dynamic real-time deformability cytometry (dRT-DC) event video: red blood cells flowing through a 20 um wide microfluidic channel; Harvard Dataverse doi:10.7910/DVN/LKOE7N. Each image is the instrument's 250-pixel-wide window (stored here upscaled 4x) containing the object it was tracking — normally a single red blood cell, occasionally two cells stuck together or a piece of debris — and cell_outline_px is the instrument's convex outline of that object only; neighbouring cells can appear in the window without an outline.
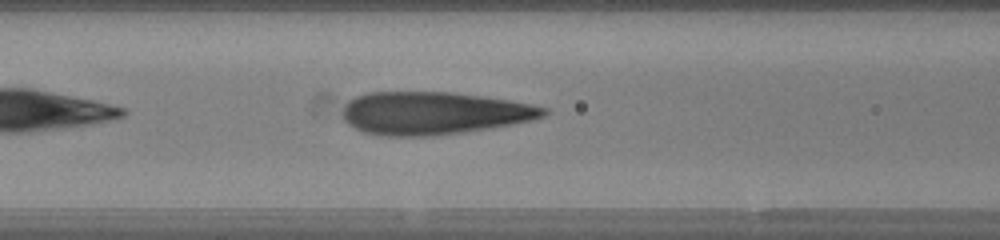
{"species": "human", "species_latin": "Homo sapiens", "temperature_condition": "warm", "stored_images_in_passage": 26, "camera_frame_rate_fps": 3000, "um_per_image_px": 0.085, "donor": {"sex": "female"}, "frame": {"image": 1, "passage_image": 5, "time_ms": 1.333, "image_size_px": [1000, 240], "cell_outline_px": [[552, 112], [544, 116], [532, 120], [512, 124], [464, 132], [432, 136], [380, 136], [364, 132], [348, 124], [344, 120], [344, 104], [348, 100], [356, 96], [368, 92], [452, 92], [508, 100], [532, 104], [548, 108]], "centroid_in_image_um": [36.87, 9.62], "position_along_channel_um": 129.7, "area_um2": 50.17}}
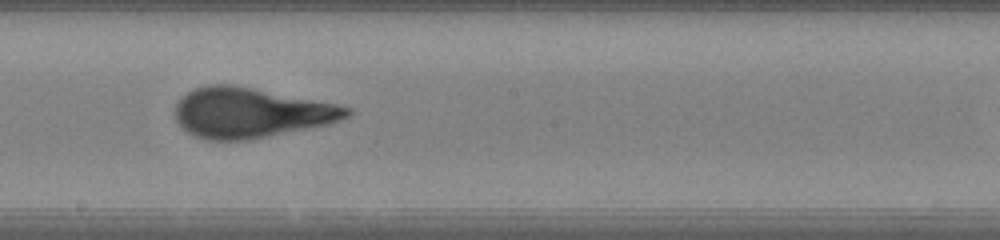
{"frame": {"image": 2, "passage_image": 12, "time_ms": 3.667, "image_size_px": [1000, 240], "cell_outline_px": [[352, 112], [348, 116], [340, 120], [328, 124], [252, 140], [208, 140], [196, 136], [180, 128], [176, 120], [176, 104], [188, 92], [196, 88], [208, 84], [232, 84], [336, 104], [352, 108]], "centroid_in_image_um": [21.3, 9.59], "position_along_channel_um": 226.9, "area_um2": 49.88}}
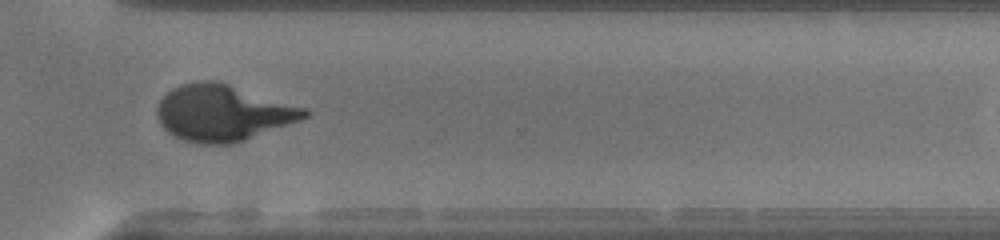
{"frame": {"image": 3, "passage_image": 21, "time_ms": 6.667, "image_size_px": [1000, 240], "cell_outline_px": [[308, 116], [300, 120], [244, 140], [232, 144], [200, 144], [184, 140], [168, 132], [160, 124], [156, 116], [156, 108], [160, 100], [172, 88], [180, 84], [196, 80], [216, 80], [308, 108]], "centroid_in_image_um": [18.92, 9.58], "position_along_channel_um": 351.7, "area_um2": 48.38}}